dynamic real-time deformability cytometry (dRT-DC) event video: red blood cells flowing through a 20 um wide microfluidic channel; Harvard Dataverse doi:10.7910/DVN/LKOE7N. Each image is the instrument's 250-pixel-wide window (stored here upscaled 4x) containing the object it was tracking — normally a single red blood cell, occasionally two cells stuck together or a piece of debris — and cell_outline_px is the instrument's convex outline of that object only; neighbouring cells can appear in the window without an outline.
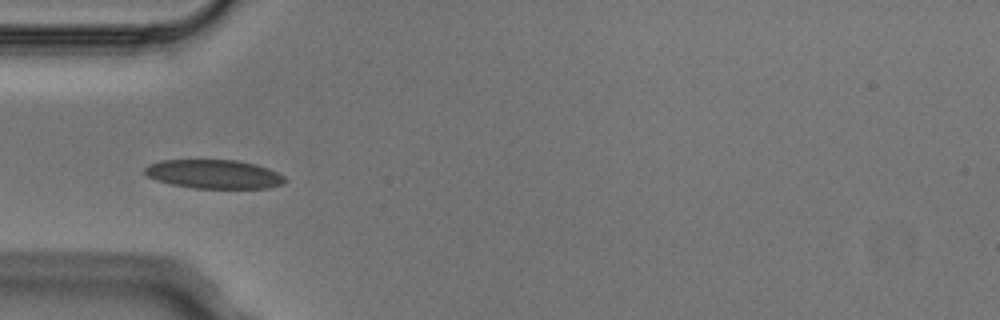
{"species": "Egyptian fruit bat (a non-hibernating species)", "species_latin": "Rousettus aegyptiacus", "temperature_condition": "cold", "stored_images_in_passage": 6, "camera_frame_rate_fps": 3000, "um_per_image_px": 0.085, "animal": {"sex": "male"}, "frame": {"image": 1, "passage_image": 4, "time_ms": 1.0, "image_size_px": [1000, 320], "cell_outline_px": [[288, 180], [284, 184], [268, 188], [192, 188], [172, 184], [156, 180], [148, 176], [144, 172], [144, 168], [148, 164], [160, 160], [236, 160], [256, 164], [268, 168], [284, 176]], "centroid_in_image_um": [18.2, 14.8], "position_along_channel_um": 66.8, "area_um2": 23.7}}
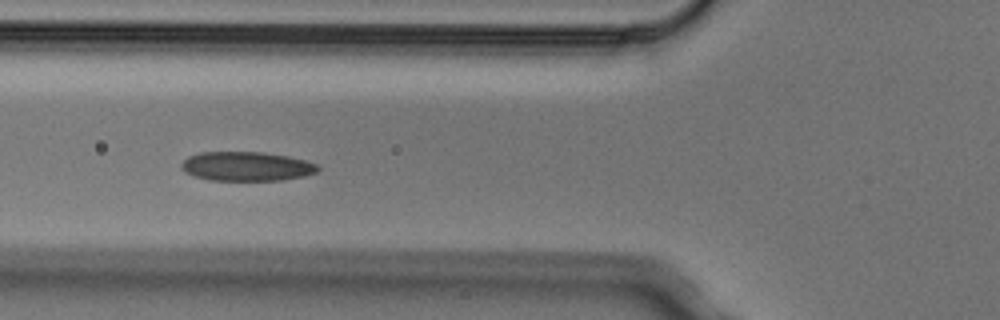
{"frame": {"image": 2, "passage_image": 5, "time_ms": 1.333, "image_size_px": [1000, 320], "cell_outline_px": [[320, 168], [316, 172], [304, 176], [280, 180], [208, 180], [192, 176], [184, 172], [180, 168], [180, 164], [188, 156], [200, 152], [264, 152], [288, 156], [320, 164]], "centroid_in_image_um": [20.93, 14.14], "position_along_channel_um": 104.9, "area_um2": 23.47}}
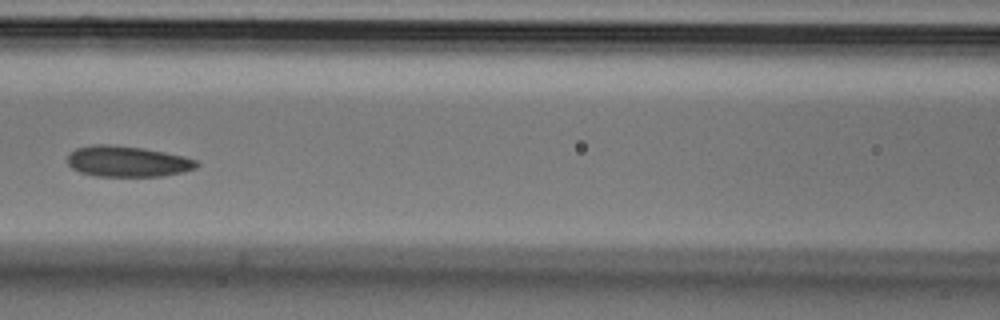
{"frame": {"image": 3, "passage_image": 6, "time_ms": 1.667, "image_size_px": [1000, 320], "cell_outline_px": [[200, 164], [196, 168], [184, 172], [164, 176], [96, 176], [80, 172], [72, 168], [68, 164], [68, 156], [76, 148], [92, 144], [108, 144], [144, 148], [184, 156], [196, 160]], "centroid_in_image_um": [10.85, 13.72], "position_along_channel_um": 155.7, "area_um2": 23.29}}